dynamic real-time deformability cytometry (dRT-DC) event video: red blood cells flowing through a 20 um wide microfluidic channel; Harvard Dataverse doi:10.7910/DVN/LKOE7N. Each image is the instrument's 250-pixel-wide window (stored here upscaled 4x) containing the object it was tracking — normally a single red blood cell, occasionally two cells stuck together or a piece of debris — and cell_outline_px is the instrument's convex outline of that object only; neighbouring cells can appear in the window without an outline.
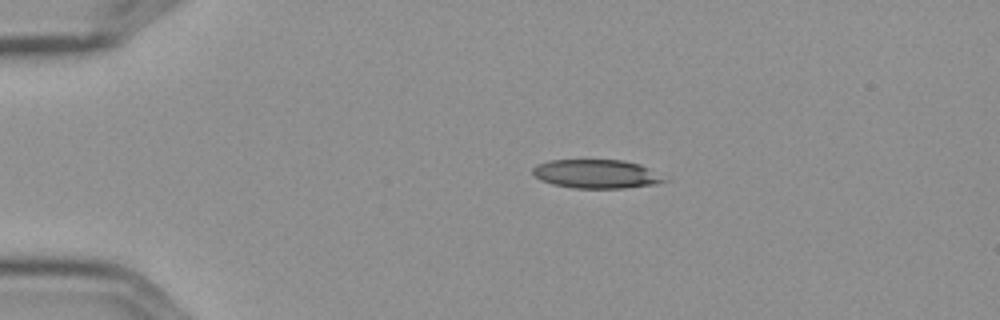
{"species": "Egyptian fruit bat (a non-hibernating species)", "species_latin": "Rousettus aegyptiacus", "temperature_condition": "cold", "stored_images_in_passage": 5, "camera_frame_rate_fps": 3000, "um_per_image_px": 0.085, "frame": {"image": 1, "passage_image": 1, "time_ms": 0.0, "image_size_px": [1000, 320], "cell_outline_px": [[668, 180], [656, 184], [624, 188], [572, 188], [552, 184], [540, 180], [532, 176], [532, 168], [536, 164], [548, 160], [624, 160], [640, 164], [648, 168]], "centroid_in_image_um": [50.63, 14.78], "position_along_channel_um": 34.4, "area_um2": 22.2}}
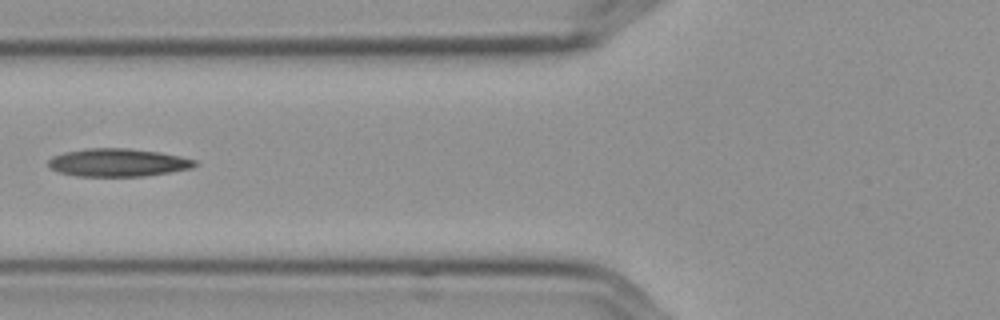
{"frame": {"image": 2, "passage_image": 4, "time_ms": 1.0, "image_size_px": [1000, 320], "cell_outline_px": [[200, 164], [192, 168], [144, 176], [76, 176], [60, 172], [52, 168], [48, 164], [48, 160], [52, 156], [64, 152], [84, 148], [128, 148], [160, 152], [180, 156], [196, 160]], "centroid_in_image_um": [10.04, 13.81], "position_along_channel_um": 115.8, "area_um2": 23.93}}
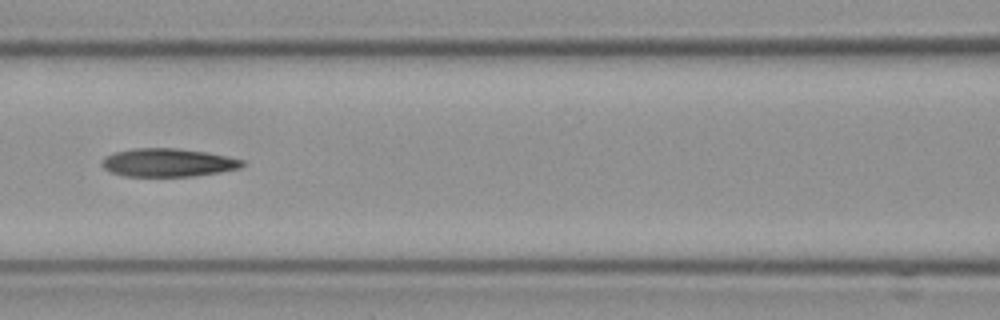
{"frame": {"image": 3, "passage_image": 5, "time_ms": 1.333, "image_size_px": [1000, 320], "cell_outline_px": [[244, 164], [240, 168], [220, 172], [192, 176], [124, 176], [112, 172], [104, 168], [100, 164], [104, 156], [112, 152], [136, 148], [176, 148], [208, 152], [228, 156], [244, 160]], "centroid_in_image_um": [14.26, 13.81], "position_along_channel_um": 152.3, "area_um2": 23.24}}